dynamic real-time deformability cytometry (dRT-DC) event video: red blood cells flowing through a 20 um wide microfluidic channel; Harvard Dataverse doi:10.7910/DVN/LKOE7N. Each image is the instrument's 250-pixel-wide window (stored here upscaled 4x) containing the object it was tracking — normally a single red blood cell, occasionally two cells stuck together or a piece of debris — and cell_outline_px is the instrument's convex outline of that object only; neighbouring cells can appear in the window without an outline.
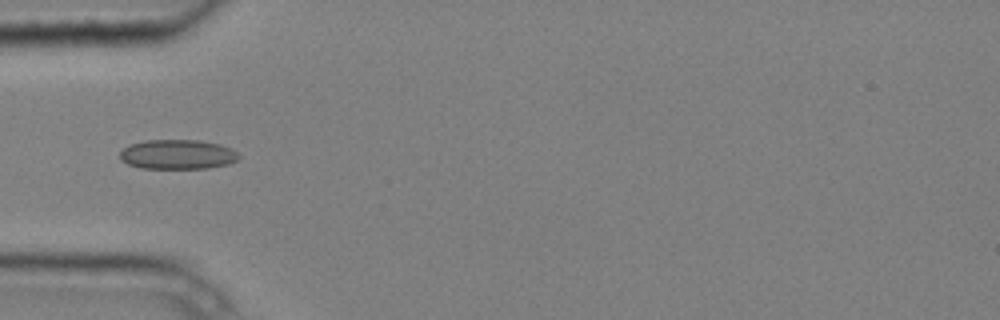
{"species": "common noctule bat (a hibernating species)", "species_latin": "Nyctalus noctula", "temperature_condition": "cold", "stored_images_in_passage": 5, "camera_frame_rate_fps": 3000, "um_per_image_px": 0.085, "animal": {"sex": "male", "body_mass_g": 20.4}, "frame": {"image": 1, "passage_image": 3, "time_ms": 0.667, "image_size_px": [1000, 320], "cell_outline_px": [[240, 156], [236, 160], [228, 164], [208, 168], [140, 168], [128, 164], [120, 160], [120, 152], [128, 144], [144, 140], [200, 140], [220, 144], [232, 148]], "centroid_in_image_um": [15.07, 13.12], "position_along_channel_um": 69.9, "area_um2": 20.63}}
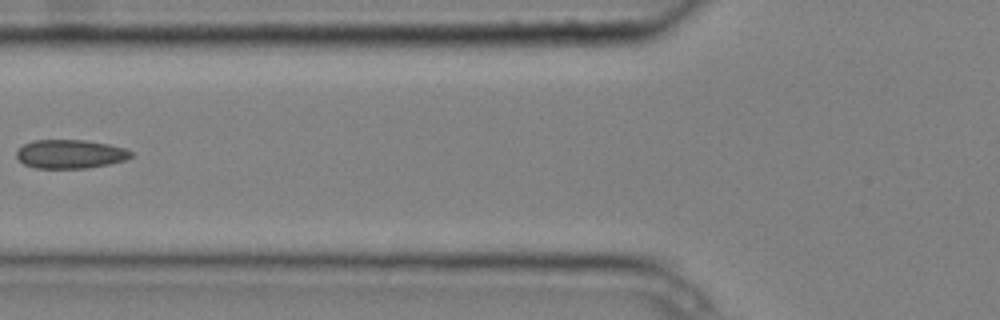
{"frame": {"image": 2, "passage_image": 4, "time_ms": 1.0, "image_size_px": [1000, 320], "cell_outline_px": [[132, 156], [124, 160], [108, 164], [88, 168], [36, 168], [24, 164], [16, 156], [16, 152], [24, 144], [32, 140], [84, 140], [108, 144], [124, 148], [132, 152]], "centroid_in_image_um": [5.96, 13.09], "position_along_channel_um": 119.8, "area_um2": 19.07}}
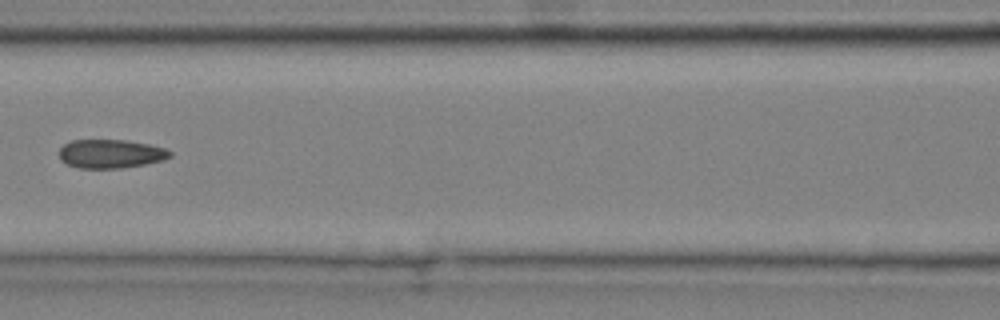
{"frame": {"image": 3, "passage_image": 5, "time_ms": 1.333, "image_size_px": [1000, 320], "cell_outline_px": [[172, 156], [164, 160], [144, 164], [120, 168], [80, 168], [68, 164], [60, 160], [60, 148], [64, 144], [72, 140], [124, 140], [148, 144], [164, 148], [172, 152]], "centroid_in_image_um": [9.41, 13.07], "position_along_channel_um": 157.2, "area_um2": 18.44}}